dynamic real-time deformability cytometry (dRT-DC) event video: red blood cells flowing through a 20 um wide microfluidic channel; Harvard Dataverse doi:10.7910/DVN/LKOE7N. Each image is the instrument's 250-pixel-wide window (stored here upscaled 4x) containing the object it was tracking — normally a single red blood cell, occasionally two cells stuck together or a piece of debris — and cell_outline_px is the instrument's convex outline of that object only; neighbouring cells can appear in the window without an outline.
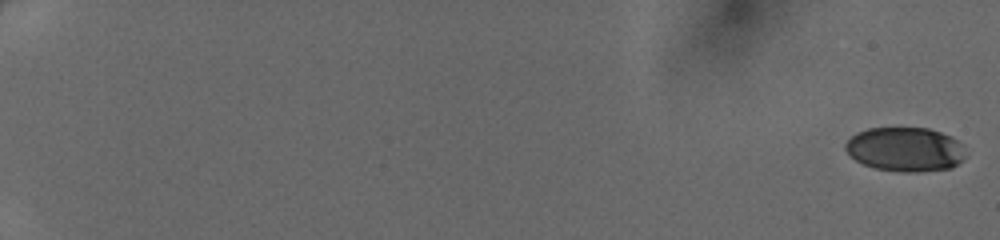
{"species": "human", "species_latin": "Homo sapiens", "temperature_condition": "cold", "stored_images_in_passage": 50, "camera_frame_rate_fps": 3000, "um_per_image_px": 0.085, "donor": {"sex": "female"}, "frame": {"image": 1, "passage_image": 1, "time_ms": 0.0, "image_size_px": [1000, 240], "cell_outline_px": [[964, 160], [952, 168], [920, 172], [900, 172], [872, 168], [856, 160], [844, 148], [844, 144], [856, 132], [868, 128], [928, 128], [940, 132], [956, 140], [964, 156]], "centroid_in_image_um": [76.9, 12.71], "position_along_channel_um": 8.1, "area_um2": 30.81}}
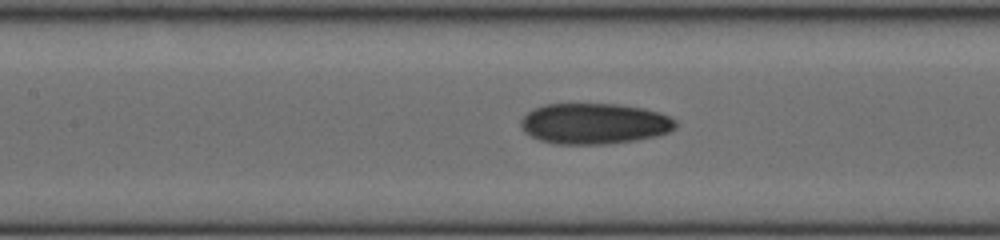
{"frame": {"image": 2, "passage_image": 27, "time_ms": 8.667, "image_size_px": [1000, 240], "cell_outline_px": [[676, 128], [668, 132], [656, 136], [636, 140], [604, 144], [556, 144], [540, 140], [524, 132], [520, 128], [520, 120], [532, 108], [544, 104], [620, 104], [644, 108], [660, 112], [676, 120]], "centroid_in_image_um": [50.51, 10.5], "position_along_channel_um": 156.9, "area_um2": 37.05}}
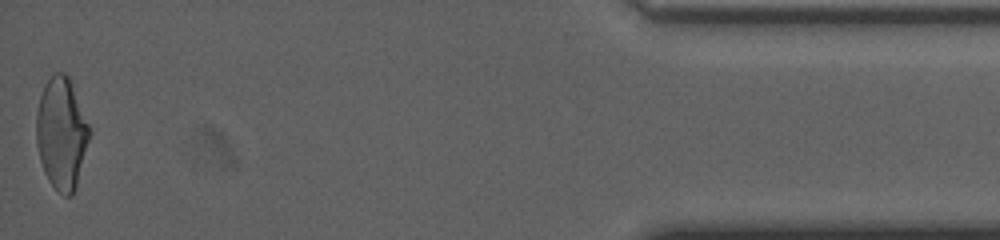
{"frame": {"image": 3, "passage_image": 50, "time_ms": 16.333, "image_size_px": [1000, 240], "cell_outline_px": [[92, 132], [76, 184], [72, 196], [64, 196], [48, 180], [44, 172], [40, 160], [36, 144], [36, 112], [40, 96], [44, 84], [56, 72], [64, 72], [68, 76]], "centroid_in_image_um": [5.22, 11.33], "position_along_channel_um": 430.0, "area_um2": 34.39}}